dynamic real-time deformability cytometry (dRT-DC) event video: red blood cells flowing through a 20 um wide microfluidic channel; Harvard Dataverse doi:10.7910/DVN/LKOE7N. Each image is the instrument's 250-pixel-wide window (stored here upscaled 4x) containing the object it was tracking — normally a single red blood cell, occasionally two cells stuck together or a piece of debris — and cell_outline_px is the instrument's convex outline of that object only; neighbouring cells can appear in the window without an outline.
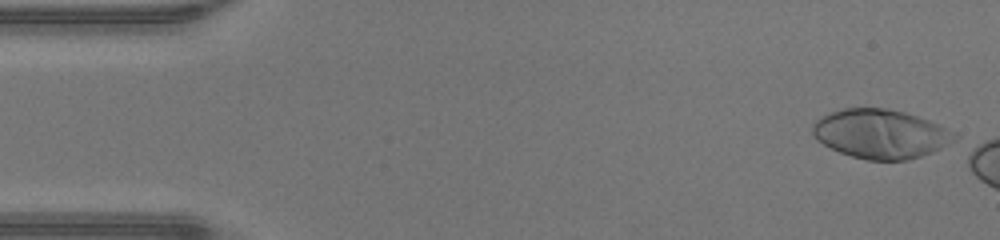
{"species": "human", "species_latin": "Homo sapiens", "temperature_condition": "warm", "stored_images_in_passage": 6, "camera_frame_rate_fps": 3000, "um_per_image_px": 0.085, "donor": {"sex": "male"}, "frame": {"image": 1, "passage_image": 2, "time_ms": 0.333, "image_size_px": [1000, 240], "cell_outline_px": [[960, 136], [956, 140], [932, 152], [908, 160], [868, 160], [852, 156], [840, 152], [816, 140], [812, 132], [812, 124], [816, 120], [828, 112], [844, 108], [888, 108], [904, 112], [940, 124], [956, 132]], "centroid_in_image_um": [74.87, 11.37], "position_along_channel_um": 10.1, "area_um2": 40.75}}